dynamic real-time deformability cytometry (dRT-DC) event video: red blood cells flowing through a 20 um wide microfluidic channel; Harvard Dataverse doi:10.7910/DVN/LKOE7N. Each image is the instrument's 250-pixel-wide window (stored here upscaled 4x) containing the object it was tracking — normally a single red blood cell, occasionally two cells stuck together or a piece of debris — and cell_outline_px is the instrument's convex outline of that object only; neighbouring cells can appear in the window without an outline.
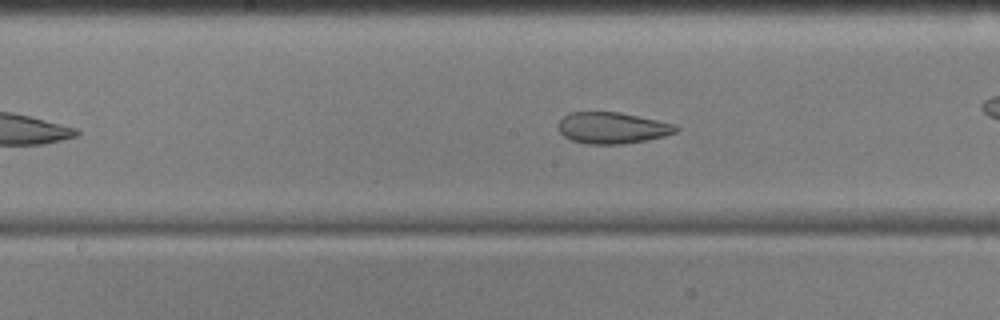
{"species": "common noctule bat (a hibernating species)", "species_latin": "Nyctalus noctula", "temperature_condition": "cold", "stored_images_in_passage": 45, "camera_frame_rate_fps": 3000, "um_per_image_px": 0.085, "animal": {"sex": "male", "body_mass_g": 17.9, "forearm_length_mm": 54.2}, "frame": {"image": 1, "passage_image": 20, "time_ms": 6.333, "image_size_px": [1000, 320], "cell_outline_px": [[680, 128], [676, 132], [664, 136], [644, 140], [620, 144], [588, 144], [572, 140], [564, 136], [560, 132], [560, 120], [568, 112], [620, 112], [676, 124]], "centroid_in_image_um": [52.07, 10.86], "position_along_channel_um": 196.1, "area_um2": 21.33}, "authors_computed_cell_mechanics": {"area_um2": 24.9696, "velocity_mm_per_s": 3.5703, "shape_relaxation_time_tau1_ms": null, "shape_relaxation_time_tau2_ms": 2.4356, "deformation_change_tau1": null, "deformation_change_tau2": 0.0923}}